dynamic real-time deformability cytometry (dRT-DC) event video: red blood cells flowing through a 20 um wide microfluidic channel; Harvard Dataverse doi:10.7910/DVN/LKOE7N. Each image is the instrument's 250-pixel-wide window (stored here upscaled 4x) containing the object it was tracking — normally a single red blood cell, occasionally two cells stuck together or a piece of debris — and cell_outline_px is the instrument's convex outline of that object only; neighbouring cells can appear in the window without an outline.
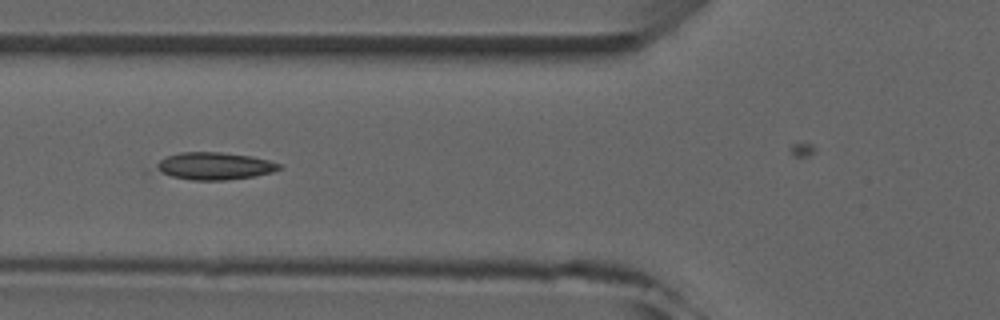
{"species": "common noctule bat (a hibernating species)", "species_latin": "Nyctalus noctula", "temperature_condition": "room temperature", "stored_images_in_passage": 8, "camera_frame_rate_fps": 3000, "um_per_image_px": 0.085, "animal": {"sex": "male", "forearm_length_mm": 52.5}, "frame": {"image": 1, "passage_image": 7, "time_ms": 6.667, "image_size_px": [1000, 320], "cell_outline_px": [[280, 168], [272, 172], [252, 176], [224, 180], [192, 180], [172, 176], [160, 172], [152, 168], [160, 160], [168, 156], [180, 152], [220, 152], [252, 156], [268, 160], [280, 164]], "centroid_in_image_um": [18.18, 14.1], "position_along_channel_um": 107.6, "area_um2": 19.42}}